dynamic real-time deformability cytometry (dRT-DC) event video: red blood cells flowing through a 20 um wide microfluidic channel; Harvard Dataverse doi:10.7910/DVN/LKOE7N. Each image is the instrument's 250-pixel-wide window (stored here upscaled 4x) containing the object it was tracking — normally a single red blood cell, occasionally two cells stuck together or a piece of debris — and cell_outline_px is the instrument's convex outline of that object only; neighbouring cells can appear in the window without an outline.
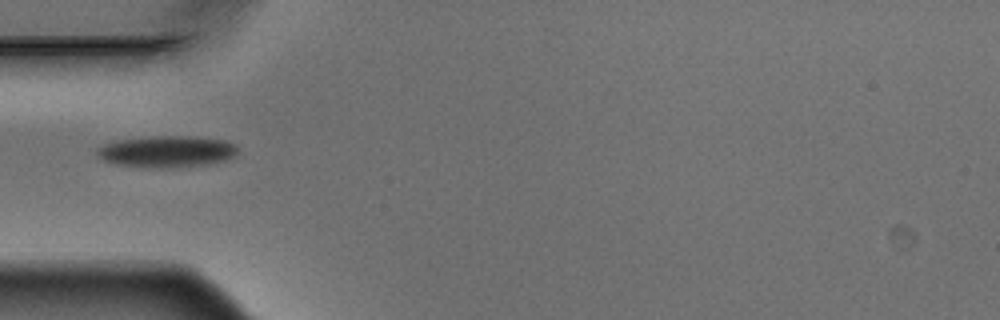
{"species": "Egyptian fruit bat (a non-hibernating species)", "species_latin": "Rousettus aegyptiacus", "temperature_condition": "warm", "stored_images_in_passage": 2, "camera_frame_rate_fps": 3000, "um_per_image_px": 0.085, "animal": {"sex": "male"}, "frame": {"image": 1, "passage_image": 1, "time_ms": 0.0, "image_size_px": [1000, 320], "cell_outline_px": [[236, 156], [228, 160], [208, 164], [160, 168], [156, 168], [116, 164], [104, 160], [96, 156], [96, 148], [104, 144], [116, 140], [152, 136], [196, 136], [224, 140], [236, 144]], "centroid_in_image_um": [14.18, 12.87], "position_along_channel_um": 70.8, "area_um2": 26.01}}
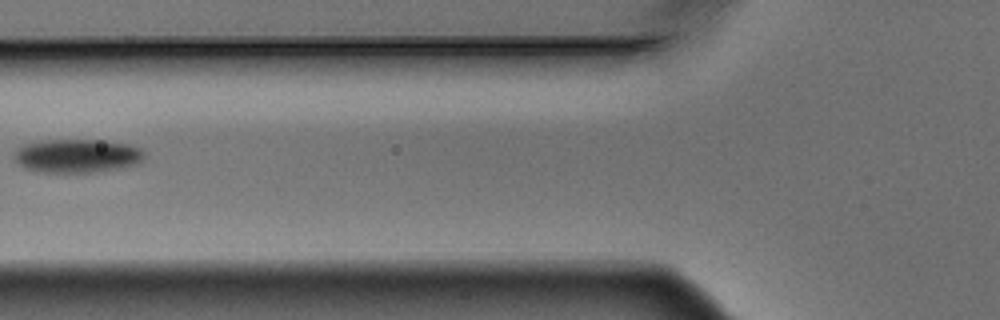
{"frame": {"image": 2, "passage_image": 2, "time_ms": 0.333, "image_size_px": [1000, 320], "cell_outline_px": [[144, 160], [140, 164], [124, 168], [96, 172], [36, 172], [24, 168], [12, 156], [12, 152], [16, 148], [24, 144], [44, 140], [104, 140], [128, 144], [144, 148]], "centroid_in_image_um": [6.59, 13.25], "position_along_channel_um": 119.2, "area_um2": 26.13}}